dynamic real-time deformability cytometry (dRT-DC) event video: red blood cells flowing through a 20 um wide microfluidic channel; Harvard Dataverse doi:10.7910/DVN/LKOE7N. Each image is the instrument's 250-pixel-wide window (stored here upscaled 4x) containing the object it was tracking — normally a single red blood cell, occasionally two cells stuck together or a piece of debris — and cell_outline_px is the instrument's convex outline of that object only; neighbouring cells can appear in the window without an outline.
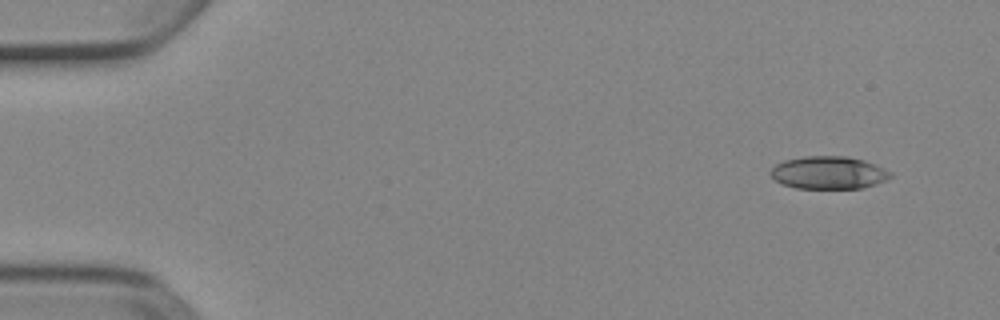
{"species": "Egyptian fruit bat (a non-hibernating species)", "species_latin": "Rousettus aegyptiacus", "temperature_condition": "cold", "stored_images_in_passage": 6, "camera_frame_rate_fps": 3000, "um_per_image_px": 0.085, "animal": {"sex": "female"}, "frame": {"image": 1, "passage_image": 1, "time_ms": 0.0, "image_size_px": [1000, 320], "cell_outline_px": [[892, 176], [876, 184], [860, 188], [796, 188], [780, 184], [768, 172], [776, 164], [784, 160], [804, 156], [848, 156], [864, 160], [892, 172]], "centroid_in_image_um": [70.4, 14.67], "position_along_channel_um": 14.6, "area_um2": 22.83}}
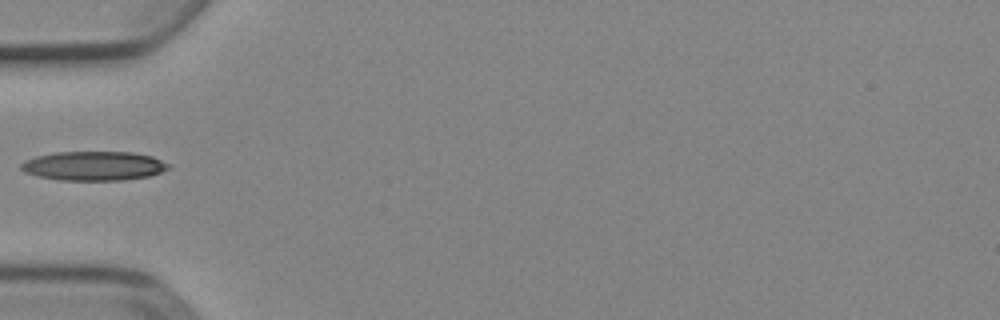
{"frame": {"image": 2, "passage_image": 5, "time_ms": 1.333, "image_size_px": [1000, 320], "cell_outline_px": [[172, 168], [148, 176], [124, 180], [60, 180], [40, 176], [24, 172], [20, 168], [20, 164], [24, 160], [36, 156], [56, 152], [132, 152], [152, 156], [172, 164]], "centroid_in_image_um": [8.0, 14.09], "position_along_channel_um": 77.0, "area_um2": 25.2}}
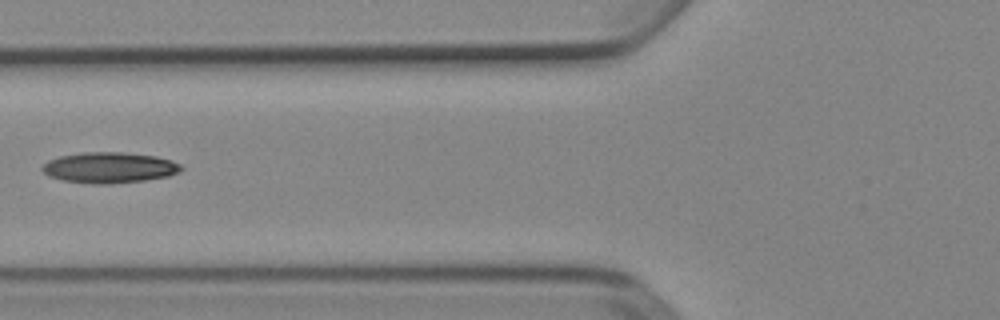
{"frame": {"image": 3, "passage_image": 6, "time_ms": 1.667, "image_size_px": [1000, 320], "cell_outline_px": [[184, 168], [180, 172], [168, 176], [144, 180], [108, 184], [96, 184], [64, 180], [48, 176], [40, 168], [48, 160], [60, 156], [80, 152], [124, 152], [156, 156], [172, 160], [180, 164]], "centroid_in_image_um": [9.31, 14.23], "position_along_channel_um": 116.5, "area_um2": 24.97}}